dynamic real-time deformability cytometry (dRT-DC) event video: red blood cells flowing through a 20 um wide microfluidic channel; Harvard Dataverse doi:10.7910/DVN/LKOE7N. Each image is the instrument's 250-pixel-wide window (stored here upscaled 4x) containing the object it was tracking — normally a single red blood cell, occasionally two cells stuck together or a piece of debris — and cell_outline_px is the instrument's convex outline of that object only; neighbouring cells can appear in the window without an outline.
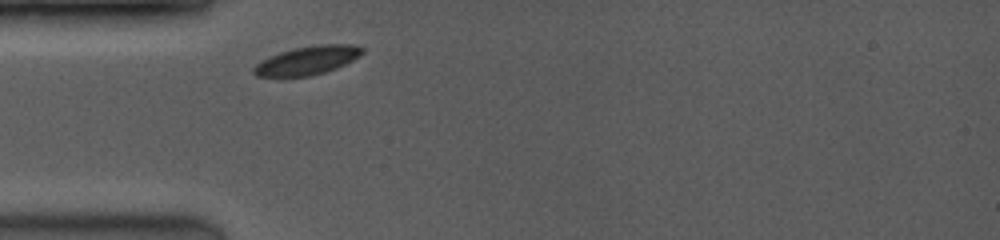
{"species": "common noctule bat (a hibernating species)", "species_latin": "Nyctalus noctula", "temperature_condition": "room temperature", "stored_images_in_passage": 1, "camera_frame_rate_fps": 3500, "um_per_image_px": 0.085, "animal": {"sex": "female", "body_mass_g": 19.0, "forearm_length_mm": 53.3}, "frame": {"image": 1, "passage_image": 1, "time_ms": 0.0, "image_size_px": [1000, 240], "cell_outline_px": [[364, 52], [360, 56], [336, 68], [324, 72], [308, 76], [256, 76], [252, 72], [252, 68], [256, 64], [268, 56], [280, 52], [296, 48], [316, 44], [352, 44], [364, 48]], "centroid_in_image_um": [26.13, 5.12], "position_along_channel_um": 58.9, "area_um2": 17.98}}